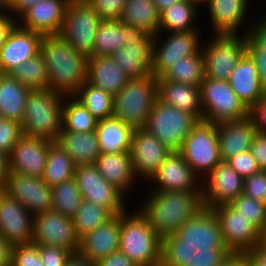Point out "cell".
<instances>
[{"label": "cell", "instance_id": "48", "mask_svg": "<svg viewBox=\"0 0 266 266\" xmlns=\"http://www.w3.org/2000/svg\"><path fill=\"white\" fill-rule=\"evenodd\" d=\"M101 20H120L127 0H87Z\"/></svg>", "mask_w": 266, "mask_h": 266}, {"label": "cell", "instance_id": "64", "mask_svg": "<svg viewBox=\"0 0 266 266\" xmlns=\"http://www.w3.org/2000/svg\"><path fill=\"white\" fill-rule=\"evenodd\" d=\"M159 13L163 12L172 4L178 3L182 0H152Z\"/></svg>", "mask_w": 266, "mask_h": 266}, {"label": "cell", "instance_id": "57", "mask_svg": "<svg viewBox=\"0 0 266 266\" xmlns=\"http://www.w3.org/2000/svg\"><path fill=\"white\" fill-rule=\"evenodd\" d=\"M250 116L253 118L258 132L266 134V97L250 110Z\"/></svg>", "mask_w": 266, "mask_h": 266}, {"label": "cell", "instance_id": "2", "mask_svg": "<svg viewBox=\"0 0 266 266\" xmlns=\"http://www.w3.org/2000/svg\"><path fill=\"white\" fill-rule=\"evenodd\" d=\"M120 214L119 250L138 266H175L182 258L137 212Z\"/></svg>", "mask_w": 266, "mask_h": 266}, {"label": "cell", "instance_id": "15", "mask_svg": "<svg viewBox=\"0 0 266 266\" xmlns=\"http://www.w3.org/2000/svg\"><path fill=\"white\" fill-rule=\"evenodd\" d=\"M202 184V203L207 213L220 205L230 204L244 190V178L240 176L227 162L216 165L206 176Z\"/></svg>", "mask_w": 266, "mask_h": 266}, {"label": "cell", "instance_id": "26", "mask_svg": "<svg viewBox=\"0 0 266 266\" xmlns=\"http://www.w3.org/2000/svg\"><path fill=\"white\" fill-rule=\"evenodd\" d=\"M153 39L154 35H151L145 42L124 45L112 54L118 67L129 78L152 74Z\"/></svg>", "mask_w": 266, "mask_h": 266}, {"label": "cell", "instance_id": "47", "mask_svg": "<svg viewBox=\"0 0 266 266\" xmlns=\"http://www.w3.org/2000/svg\"><path fill=\"white\" fill-rule=\"evenodd\" d=\"M22 136L21 123L5 119L0 125V151L9 155Z\"/></svg>", "mask_w": 266, "mask_h": 266}, {"label": "cell", "instance_id": "21", "mask_svg": "<svg viewBox=\"0 0 266 266\" xmlns=\"http://www.w3.org/2000/svg\"><path fill=\"white\" fill-rule=\"evenodd\" d=\"M42 36L16 24L0 49V73L9 74L16 66L40 53Z\"/></svg>", "mask_w": 266, "mask_h": 266}, {"label": "cell", "instance_id": "4", "mask_svg": "<svg viewBox=\"0 0 266 266\" xmlns=\"http://www.w3.org/2000/svg\"><path fill=\"white\" fill-rule=\"evenodd\" d=\"M40 53L48 72V88L73 96L87 80V57L77 52L60 34L43 35Z\"/></svg>", "mask_w": 266, "mask_h": 266}, {"label": "cell", "instance_id": "42", "mask_svg": "<svg viewBox=\"0 0 266 266\" xmlns=\"http://www.w3.org/2000/svg\"><path fill=\"white\" fill-rule=\"evenodd\" d=\"M82 200L75 178L52 187V210L66 217L75 216Z\"/></svg>", "mask_w": 266, "mask_h": 266}, {"label": "cell", "instance_id": "25", "mask_svg": "<svg viewBox=\"0 0 266 266\" xmlns=\"http://www.w3.org/2000/svg\"><path fill=\"white\" fill-rule=\"evenodd\" d=\"M228 82L249 110L264 98L259 73L254 61L247 53L235 66Z\"/></svg>", "mask_w": 266, "mask_h": 266}, {"label": "cell", "instance_id": "56", "mask_svg": "<svg viewBox=\"0 0 266 266\" xmlns=\"http://www.w3.org/2000/svg\"><path fill=\"white\" fill-rule=\"evenodd\" d=\"M151 36L145 29L124 23V45L145 42Z\"/></svg>", "mask_w": 266, "mask_h": 266}, {"label": "cell", "instance_id": "54", "mask_svg": "<svg viewBox=\"0 0 266 266\" xmlns=\"http://www.w3.org/2000/svg\"><path fill=\"white\" fill-rule=\"evenodd\" d=\"M254 23L246 35L261 49L266 51V16Z\"/></svg>", "mask_w": 266, "mask_h": 266}, {"label": "cell", "instance_id": "44", "mask_svg": "<svg viewBox=\"0 0 266 266\" xmlns=\"http://www.w3.org/2000/svg\"><path fill=\"white\" fill-rule=\"evenodd\" d=\"M186 260L191 266H249L244 254L215 253L202 247Z\"/></svg>", "mask_w": 266, "mask_h": 266}, {"label": "cell", "instance_id": "12", "mask_svg": "<svg viewBox=\"0 0 266 266\" xmlns=\"http://www.w3.org/2000/svg\"><path fill=\"white\" fill-rule=\"evenodd\" d=\"M74 178L84 200L106 208L113 216L126 211L125 194L107 182L95 165L77 166Z\"/></svg>", "mask_w": 266, "mask_h": 266}, {"label": "cell", "instance_id": "59", "mask_svg": "<svg viewBox=\"0 0 266 266\" xmlns=\"http://www.w3.org/2000/svg\"><path fill=\"white\" fill-rule=\"evenodd\" d=\"M7 15L0 17V49L6 42L10 30L17 24L18 21L14 20V16Z\"/></svg>", "mask_w": 266, "mask_h": 266}, {"label": "cell", "instance_id": "36", "mask_svg": "<svg viewBox=\"0 0 266 266\" xmlns=\"http://www.w3.org/2000/svg\"><path fill=\"white\" fill-rule=\"evenodd\" d=\"M197 3L192 0H182L172 4L160 13V32H180L196 30L194 19L197 17Z\"/></svg>", "mask_w": 266, "mask_h": 266}, {"label": "cell", "instance_id": "18", "mask_svg": "<svg viewBox=\"0 0 266 266\" xmlns=\"http://www.w3.org/2000/svg\"><path fill=\"white\" fill-rule=\"evenodd\" d=\"M197 175L179 152H171L150 178L157 185L155 191L188 192L202 191Z\"/></svg>", "mask_w": 266, "mask_h": 266}, {"label": "cell", "instance_id": "9", "mask_svg": "<svg viewBox=\"0 0 266 266\" xmlns=\"http://www.w3.org/2000/svg\"><path fill=\"white\" fill-rule=\"evenodd\" d=\"M205 44V45H204ZM201 47L205 77L228 81L246 54L247 38L238 34H215Z\"/></svg>", "mask_w": 266, "mask_h": 266}, {"label": "cell", "instance_id": "41", "mask_svg": "<svg viewBox=\"0 0 266 266\" xmlns=\"http://www.w3.org/2000/svg\"><path fill=\"white\" fill-rule=\"evenodd\" d=\"M9 74L31 90L48 88L47 66L41 53L16 66Z\"/></svg>", "mask_w": 266, "mask_h": 266}, {"label": "cell", "instance_id": "19", "mask_svg": "<svg viewBox=\"0 0 266 266\" xmlns=\"http://www.w3.org/2000/svg\"><path fill=\"white\" fill-rule=\"evenodd\" d=\"M171 152L146 129L134 130L130 153L137 177L145 176L149 180Z\"/></svg>", "mask_w": 266, "mask_h": 266}, {"label": "cell", "instance_id": "53", "mask_svg": "<svg viewBox=\"0 0 266 266\" xmlns=\"http://www.w3.org/2000/svg\"><path fill=\"white\" fill-rule=\"evenodd\" d=\"M250 152L260 170L266 171V134L257 132L250 147Z\"/></svg>", "mask_w": 266, "mask_h": 266}, {"label": "cell", "instance_id": "51", "mask_svg": "<svg viewBox=\"0 0 266 266\" xmlns=\"http://www.w3.org/2000/svg\"><path fill=\"white\" fill-rule=\"evenodd\" d=\"M38 248L42 265L45 266H65L73 254L71 251L58 246L38 245Z\"/></svg>", "mask_w": 266, "mask_h": 266}, {"label": "cell", "instance_id": "58", "mask_svg": "<svg viewBox=\"0 0 266 266\" xmlns=\"http://www.w3.org/2000/svg\"><path fill=\"white\" fill-rule=\"evenodd\" d=\"M243 254L246 256L249 266H266V246L259 245Z\"/></svg>", "mask_w": 266, "mask_h": 266}, {"label": "cell", "instance_id": "49", "mask_svg": "<svg viewBox=\"0 0 266 266\" xmlns=\"http://www.w3.org/2000/svg\"><path fill=\"white\" fill-rule=\"evenodd\" d=\"M243 193L256 201L266 204V171L260 170L244 178Z\"/></svg>", "mask_w": 266, "mask_h": 266}, {"label": "cell", "instance_id": "1", "mask_svg": "<svg viewBox=\"0 0 266 266\" xmlns=\"http://www.w3.org/2000/svg\"><path fill=\"white\" fill-rule=\"evenodd\" d=\"M150 195L140 213L156 234L186 259L202 246L206 234L202 191H152Z\"/></svg>", "mask_w": 266, "mask_h": 266}, {"label": "cell", "instance_id": "52", "mask_svg": "<svg viewBox=\"0 0 266 266\" xmlns=\"http://www.w3.org/2000/svg\"><path fill=\"white\" fill-rule=\"evenodd\" d=\"M246 53L254 61L261 80L263 97H266V51L258 47L247 35Z\"/></svg>", "mask_w": 266, "mask_h": 266}, {"label": "cell", "instance_id": "30", "mask_svg": "<svg viewBox=\"0 0 266 266\" xmlns=\"http://www.w3.org/2000/svg\"><path fill=\"white\" fill-rule=\"evenodd\" d=\"M101 154L130 152L134 129L115 116L97 121L95 130Z\"/></svg>", "mask_w": 266, "mask_h": 266}, {"label": "cell", "instance_id": "39", "mask_svg": "<svg viewBox=\"0 0 266 266\" xmlns=\"http://www.w3.org/2000/svg\"><path fill=\"white\" fill-rule=\"evenodd\" d=\"M97 119L113 116L114 97L87 80L73 95Z\"/></svg>", "mask_w": 266, "mask_h": 266}, {"label": "cell", "instance_id": "20", "mask_svg": "<svg viewBox=\"0 0 266 266\" xmlns=\"http://www.w3.org/2000/svg\"><path fill=\"white\" fill-rule=\"evenodd\" d=\"M48 149L49 140L23 135L8 155L10 173L42 177Z\"/></svg>", "mask_w": 266, "mask_h": 266}, {"label": "cell", "instance_id": "27", "mask_svg": "<svg viewBox=\"0 0 266 266\" xmlns=\"http://www.w3.org/2000/svg\"><path fill=\"white\" fill-rule=\"evenodd\" d=\"M158 98L166 104L203 119L200 86L170 80H157Z\"/></svg>", "mask_w": 266, "mask_h": 266}, {"label": "cell", "instance_id": "23", "mask_svg": "<svg viewBox=\"0 0 266 266\" xmlns=\"http://www.w3.org/2000/svg\"><path fill=\"white\" fill-rule=\"evenodd\" d=\"M219 152L222 161L226 162L237 153L250 150L258 129L249 115L241 120L225 121L217 124Z\"/></svg>", "mask_w": 266, "mask_h": 266}, {"label": "cell", "instance_id": "10", "mask_svg": "<svg viewBox=\"0 0 266 266\" xmlns=\"http://www.w3.org/2000/svg\"><path fill=\"white\" fill-rule=\"evenodd\" d=\"M200 88L203 119L218 124L241 120L250 115V110L235 94L228 81L204 77Z\"/></svg>", "mask_w": 266, "mask_h": 266}, {"label": "cell", "instance_id": "8", "mask_svg": "<svg viewBox=\"0 0 266 266\" xmlns=\"http://www.w3.org/2000/svg\"><path fill=\"white\" fill-rule=\"evenodd\" d=\"M179 153L199 176L205 177L222 162L219 152L217 123L198 120L185 139Z\"/></svg>", "mask_w": 266, "mask_h": 266}, {"label": "cell", "instance_id": "43", "mask_svg": "<svg viewBox=\"0 0 266 266\" xmlns=\"http://www.w3.org/2000/svg\"><path fill=\"white\" fill-rule=\"evenodd\" d=\"M112 217L113 215L106 208L83 199L72 219L76 234L81 238L102 224H105Z\"/></svg>", "mask_w": 266, "mask_h": 266}, {"label": "cell", "instance_id": "6", "mask_svg": "<svg viewBox=\"0 0 266 266\" xmlns=\"http://www.w3.org/2000/svg\"><path fill=\"white\" fill-rule=\"evenodd\" d=\"M157 98L158 84L153 74L129 78L125 86L114 96L113 116L134 130L145 129L148 115Z\"/></svg>", "mask_w": 266, "mask_h": 266}, {"label": "cell", "instance_id": "31", "mask_svg": "<svg viewBox=\"0 0 266 266\" xmlns=\"http://www.w3.org/2000/svg\"><path fill=\"white\" fill-rule=\"evenodd\" d=\"M94 165L107 182L125 194L137 181L130 152L101 154Z\"/></svg>", "mask_w": 266, "mask_h": 266}, {"label": "cell", "instance_id": "63", "mask_svg": "<svg viewBox=\"0 0 266 266\" xmlns=\"http://www.w3.org/2000/svg\"><path fill=\"white\" fill-rule=\"evenodd\" d=\"M65 266H95V263L88 261L78 253L72 254Z\"/></svg>", "mask_w": 266, "mask_h": 266}, {"label": "cell", "instance_id": "68", "mask_svg": "<svg viewBox=\"0 0 266 266\" xmlns=\"http://www.w3.org/2000/svg\"><path fill=\"white\" fill-rule=\"evenodd\" d=\"M192 1L200 5V3H206L208 0H192Z\"/></svg>", "mask_w": 266, "mask_h": 266}, {"label": "cell", "instance_id": "45", "mask_svg": "<svg viewBox=\"0 0 266 266\" xmlns=\"http://www.w3.org/2000/svg\"><path fill=\"white\" fill-rule=\"evenodd\" d=\"M241 216L250 221L259 231L266 221V204L256 201L249 196L240 194L230 204Z\"/></svg>", "mask_w": 266, "mask_h": 266}, {"label": "cell", "instance_id": "24", "mask_svg": "<svg viewBox=\"0 0 266 266\" xmlns=\"http://www.w3.org/2000/svg\"><path fill=\"white\" fill-rule=\"evenodd\" d=\"M119 238L120 214L81 237L77 253L88 261L96 263L119 250Z\"/></svg>", "mask_w": 266, "mask_h": 266}, {"label": "cell", "instance_id": "29", "mask_svg": "<svg viewBox=\"0 0 266 266\" xmlns=\"http://www.w3.org/2000/svg\"><path fill=\"white\" fill-rule=\"evenodd\" d=\"M214 34H238L247 13L248 0H208Z\"/></svg>", "mask_w": 266, "mask_h": 266}, {"label": "cell", "instance_id": "65", "mask_svg": "<svg viewBox=\"0 0 266 266\" xmlns=\"http://www.w3.org/2000/svg\"><path fill=\"white\" fill-rule=\"evenodd\" d=\"M3 9L5 12L10 10V0H0V17L8 15V13H3Z\"/></svg>", "mask_w": 266, "mask_h": 266}, {"label": "cell", "instance_id": "13", "mask_svg": "<svg viewBox=\"0 0 266 266\" xmlns=\"http://www.w3.org/2000/svg\"><path fill=\"white\" fill-rule=\"evenodd\" d=\"M32 243L62 247L75 254L79 250L80 238L72 218L50 210L34 216Z\"/></svg>", "mask_w": 266, "mask_h": 266}, {"label": "cell", "instance_id": "7", "mask_svg": "<svg viewBox=\"0 0 266 266\" xmlns=\"http://www.w3.org/2000/svg\"><path fill=\"white\" fill-rule=\"evenodd\" d=\"M198 119L157 98L145 129L172 152H179Z\"/></svg>", "mask_w": 266, "mask_h": 266}, {"label": "cell", "instance_id": "22", "mask_svg": "<svg viewBox=\"0 0 266 266\" xmlns=\"http://www.w3.org/2000/svg\"><path fill=\"white\" fill-rule=\"evenodd\" d=\"M68 2L69 0L39 1L20 16L22 24H17L42 35L59 34Z\"/></svg>", "mask_w": 266, "mask_h": 266}, {"label": "cell", "instance_id": "14", "mask_svg": "<svg viewBox=\"0 0 266 266\" xmlns=\"http://www.w3.org/2000/svg\"><path fill=\"white\" fill-rule=\"evenodd\" d=\"M170 36L158 45V36L154 35L152 53V74L162 77L173 64L182 58L197 54L201 50L196 30L169 32ZM162 44V45H161Z\"/></svg>", "mask_w": 266, "mask_h": 266}, {"label": "cell", "instance_id": "28", "mask_svg": "<svg viewBox=\"0 0 266 266\" xmlns=\"http://www.w3.org/2000/svg\"><path fill=\"white\" fill-rule=\"evenodd\" d=\"M128 79L112 56H91L87 59V81L113 97L125 86Z\"/></svg>", "mask_w": 266, "mask_h": 266}, {"label": "cell", "instance_id": "61", "mask_svg": "<svg viewBox=\"0 0 266 266\" xmlns=\"http://www.w3.org/2000/svg\"><path fill=\"white\" fill-rule=\"evenodd\" d=\"M13 245L0 236V266H11Z\"/></svg>", "mask_w": 266, "mask_h": 266}, {"label": "cell", "instance_id": "16", "mask_svg": "<svg viewBox=\"0 0 266 266\" xmlns=\"http://www.w3.org/2000/svg\"><path fill=\"white\" fill-rule=\"evenodd\" d=\"M3 191L33 216L52 210V187L42 177L10 173Z\"/></svg>", "mask_w": 266, "mask_h": 266}, {"label": "cell", "instance_id": "46", "mask_svg": "<svg viewBox=\"0 0 266 266\" xmlns=\"http://www.w3.org/2000/svg\"><path fill=\"white\" fill-rule=\"evenodd\" d=\"M42 264L38 245L28 243L13 246L11 266H45Z\"/></svg>", "mask_w": 266, "mask_h": 266}, {"label": "cell", "instance_id": "11", "mask_svg": "<svg viewBox=\"0 0 266 266\" xmlns=\"http://www.w3.org/2000/svg\"><path fill=\"white\" fill-rule=\"evenodd\" d=\"M101 22L87 0H69L60 35L87 58L93 55L95 34Z\"/></svg>", "mask_w": 266, "mask_h": 266}, {"label": "cell", "instance_id": "67", "mask_svg": "<svg viewBox=\"0 0 266 266\" xmlns=\"http://www.w3.org/2000/svg\"><path fill=\"white\" fill-rule=\"evenodd\" d=\"M175 266H191L186 259H182Z\"/></svg>", "mask_w": 266, "mask_h": 266}, {"label": "cell", "instance_id": "50", "mask_svg": "<svg viewBox=\"0 0 266 266\" xmlns=\"http://www.w3.org/2000/svg\"><path fill=\"white\" fill-rule=\"evenodd\" d=\"M226 162L243 178L251 176L260 171V168L258 167V164L252 156L250 150L237 153L235 156L229 158Z\"/></svg>", "mask_w": 266, "mask_h": 266}, {"label": "cell", "instance_id": "38", "mask_svg": "<svg viewBox=\"0 0 266 266\" xmlns=\"http://www.w3.org/2000/svg\"><path fill=\"white\" fill-rule=\"evenodd\" d=\"M204 61L202 51L197 54L182 58L181 61L172 67L157 80H170L173 82L185 83L187 85L200 86L204 80Z\"/></svg>", "mask_w": 266, "mask_h": 266}, {"label": "cell", "instance_id": "55", "mask_svg": "<svg viewBox=\"0 0 266 266\" xmlns=\"http://www.w3.org/2000/svg\"><path fill=\"white\" fill-rule=\"evenodd\" d=\"M95 266H138L120 250L98 260Z\"/></svg>", "mask_w": 266, "mask_h": 266}, {"label": "cell", "instance_id": "3", "mask_svg": "<svg viewBox=\"0 0 266 266\" xmlns=\"http://www.w3.org/2000/svg\"><path fill=\"white\" fill-rule=\"evenodd\" d=\"M260 245V231L229 204L210 209L202 248L215 253L243 254Z\"/></svg>", "mask_w": 266, "mask_h": 266}, {"label": "cell", "instance_id": "40", "mask_svg": "<svg viewBox=\"0 0 266 266\" xmlns=\"http://www.w3.org/2000/svg\"><path fill=\"white\" fill-rule=\"evenodd\" d=\"M124 46V23L120 20H101L98 25L92 56H112Z\"/></svg>", "mask_w": 266, "mask_h": 266}, {"label": "cell", "instance_id": "37", "mask_svg": "<svg viewBox=\"0 0 266 266\" xmlns=\"http://www.w3.org/2000/svg\"><path fill=\"white\" fill-rule=\"evenodd\" d=\"M65 98L62 106L61 129L76 133L95 131L98 120L74 96H65Z\"/></svg>", "mask_w": 266, "mask_h": 266}, {"label": "cell", "instance_id": "34", "mask_svg": "<svg viewBox=\"0 0 266 266\" xmlns=\"http://www.w3.org/2000/svg\"><path fill=\"white\" fill-rule=\"evenodd\" d=\"M74 162L67 151L57 142L49 141V149L42 179L50 187L74 178Z\"/></svg>", "mask_w": 266, "mask_h": 266}, {"label": "cell", "instance_id": "17", "mask_svg": "<svg viewBox=\"0 0 266 266\" xmlns=\"http://www.w3.org/2000/svg\"><path fill=\"white\" fill-rule=\"evenodd\" d=\"M34 216L16 199L0 190V236L10 244H28L33 239Z\"/></svg>", "mask_w": 266, "mask_h": 266}, {"label": "cell", "instance_id": "60", "mask_svg": "<svg viewBox=\"0 0 266 266\" xmlns=\"http://www.w3.org/2000/svg\"><path fill=\"white\" fill-rule=\"evenodd\" d=\"M42 0H10V13L19 17L31 8L34 4Z\"/></svg>", "mask_w": 266, "mask_h": 266}, {"label": "cell", "instance_id": "66", "mask_svg": "<svg viewBox=\"0 0 266 266\" xmlns=\"http://www.w3.org/2000/svg\"><path fill=\"white\" fill-rule=\"evenodd\" d=\"M260 245L266 246V221L263 229L260 231Z\"/></svg>", "mask_w": 266, "mask_h": 266}, {"label": "cell", "instance_id": "35", "mask_svg": "<svg viewBox=\"0 0 266 266\" xmlns=\"http://www.w3.org/2000/svg\"><path fill=\"white\" fill-rule=\"evenodd\" d=\"M120 21L143 28L151 35L160 33V13L152 0H127Z\"/></svg>", "mask_w": 266, "mask_h": 266}, {"label": "cell", "instance_id": "32", "mask_svg": "<svg viewBox=\"0 0 266 266\" xmlns=\"http://www.w3.org/2000/svg\"><path fill=\"white\" fill-rule=\"evenodd\" d=\"M57 142L67 151L74 165H94L101 155L95 131L76 133L60 130Z\"/></svg>", "mask_w": 266, "mask_h": 266}, {"label": "cell", "instance_id": "5", "mask_svg": "<svg viewBox=\"0 0 266 266\" xmlns=\"http://www.w3.org/2000/svg\"><path fill=\"white\" fill-rule=\"evenodd\" d=\"M64 98L65 95L50 88L31 90L21 122L23 135L57 141Z\"/></svg>", "mask_w": 266, "mask_h": 266}, {"label": "cell", "instance_id": "62", "mask_svg": "<svg viewBox=\"0 0 266 266\" xmlns=\"http://www.w3.org/2000/svg\"><path fill=\"white\" fill-rule=\"evenodd\" d=\"M8 155L0 151V190H3L9 177Z\"/></svg>", "mask_w": 266, "mask_h": 266}, {"label": "cell", "instance_id": "33", "mask_svg": "<svg viewBox=\"0 0 266 266\" xmlns=\"http://www.w3.org/2000/svg\"><path fill=\"white\" fill-rule=\"evenodd\" d=\"M30 91L10 74L0 73V113L5 119L22 122Z\"/></svg>", "mask_w": 266, "mask_h": 266}, {"label": "cell", "instance_id": "69", "mask_svg": "<svg viewBox=\"0 0 266 266\" xmlns=\"http://www.w3.org/2000/svg\"><path fill=\"white\" fill-rule=\"evenodd\" d=\"M5 120V118L3 117V115L0 113V125L1 123Z\"/></svg>", "mask_w": 266, "mask_h": 266}]
</instances>
